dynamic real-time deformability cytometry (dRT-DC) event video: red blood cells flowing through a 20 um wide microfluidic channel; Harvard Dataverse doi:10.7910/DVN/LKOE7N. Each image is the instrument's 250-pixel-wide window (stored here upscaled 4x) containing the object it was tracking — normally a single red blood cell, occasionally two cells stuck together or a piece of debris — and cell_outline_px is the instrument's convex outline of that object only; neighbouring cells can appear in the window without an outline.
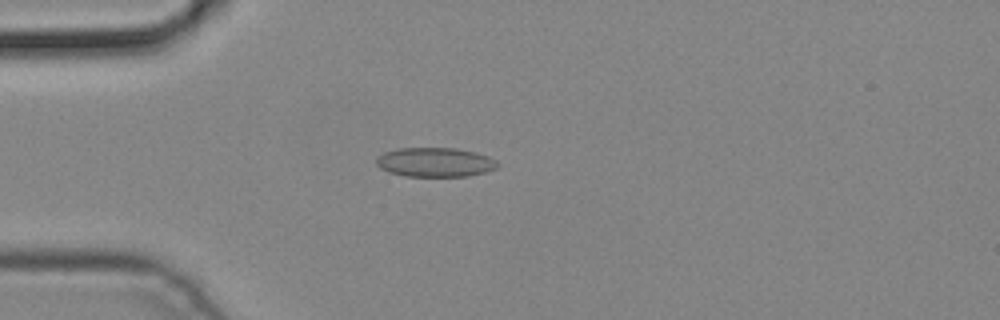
{"species": "common noctule bat (a hibernating species)", "species_latin": "Nyctalus noctula", "temperature_condition": "cold", "stored_images_in_passage": 3, "camera_frame_rate_fps": 3000, "um_per_image_px": 0.085, "animal": {"sex": "male", "body_mass_g": 19.2, "forearm_length_mm": 51.8}, "frame": {"image": 1, "passage_image": 3, "time_ms": 0.667, "image_size_px": [1000, 320], "cell_outline_px": [[500, 164], [496, 168], [484, 172], [468, 176], [404, 176], [388, 172], [380, 168], [376, 164], [376, 156], [384, 152], [400, 148], [456, 148], [476, 152], [488, 156], [496, 160]], "centroid_in_image_um": [36.97, 13.78], "position_along_channel_um": 48.0, "area_um2": 20.81}}